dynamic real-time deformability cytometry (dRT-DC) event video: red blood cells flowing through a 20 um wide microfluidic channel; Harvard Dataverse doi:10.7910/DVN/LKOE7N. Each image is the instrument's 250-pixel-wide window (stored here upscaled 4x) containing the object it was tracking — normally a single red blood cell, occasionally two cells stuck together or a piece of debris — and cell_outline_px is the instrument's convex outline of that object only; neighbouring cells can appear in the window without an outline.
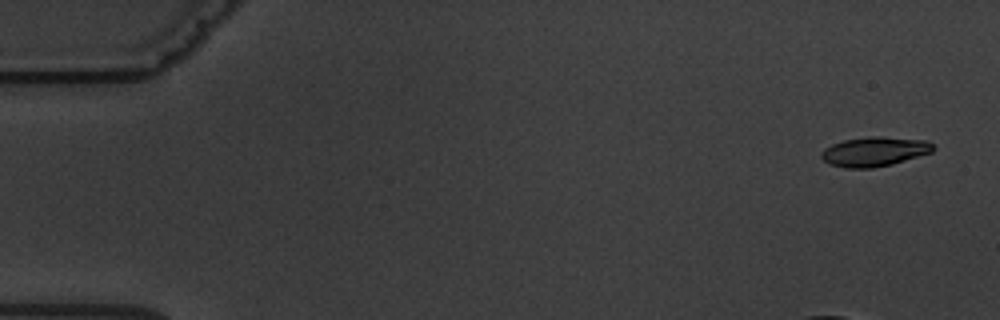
{"species": "common noctule bat (a hibernating species)", "species_latin": "Nyctalus noctula", "temperature_condition": "warm", "stored_images_in_passage": 5, "camera_frame_rate_fps": 3000, "um_per_image_px": 0.085, "animal": {"sex": "male", "body_mass_g": 19.5, "forearm_length_mm": 54.6}, "frame": {"image": 1, "passage_image": 1, "time_ms": 0.0, "image_size_px": [1000, 320], "cell_outline_px": [[936, 148], [932, 152], [892, 164], [872, 168], [844, 168], [828, 164], [820, 156], [820, 152], [824, 148], [832, 144], [844, 140], [872, 136], [880, 136], [928, 140], [936, 144]], "centroid_in_image_um": [74.35, 12.88], "position_along_channel_um": 10.7, "area_um2": 19.48}}